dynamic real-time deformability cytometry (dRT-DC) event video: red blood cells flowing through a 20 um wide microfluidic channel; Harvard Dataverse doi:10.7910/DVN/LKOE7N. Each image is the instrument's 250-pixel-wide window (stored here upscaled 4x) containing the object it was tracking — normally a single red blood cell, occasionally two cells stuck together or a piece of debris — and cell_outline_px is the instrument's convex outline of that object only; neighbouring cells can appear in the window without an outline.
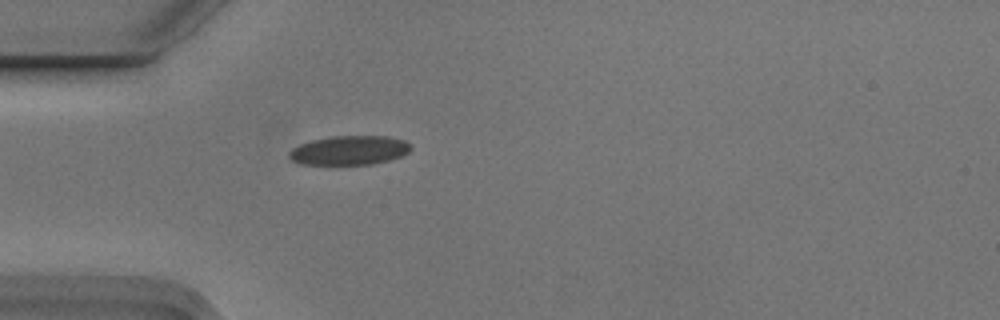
{"species": "Egyptian fruit bat (a non-hibernating species)", "species_latin": "Rousettus aegyptiacus", "temperature_condition": "cold", "stored_images_in_passage": 1, "camera_frame_rate_fps": 3000, "um_per_image_px": 0.085, "animal": {"sex": "male"}, "frame": {"image": 1, "passage_image": 1, "time_ms": 0.0, "image_size_px": [1000, 320], "cell_outline_px": [[412, 148], [408, 152], [400, 156], [388, 160], [372, 164], [300, 164], [292, 160], [288, 156], [288, 152], [292, 148], [300, 144], [312, 140], [332, 136], [388, 136], [404, 140], [412, 144]], "centroid_in_image_um": [29.7, 12.77], "position_along_channel_um": 55.3, "area_um2": 20.69}}